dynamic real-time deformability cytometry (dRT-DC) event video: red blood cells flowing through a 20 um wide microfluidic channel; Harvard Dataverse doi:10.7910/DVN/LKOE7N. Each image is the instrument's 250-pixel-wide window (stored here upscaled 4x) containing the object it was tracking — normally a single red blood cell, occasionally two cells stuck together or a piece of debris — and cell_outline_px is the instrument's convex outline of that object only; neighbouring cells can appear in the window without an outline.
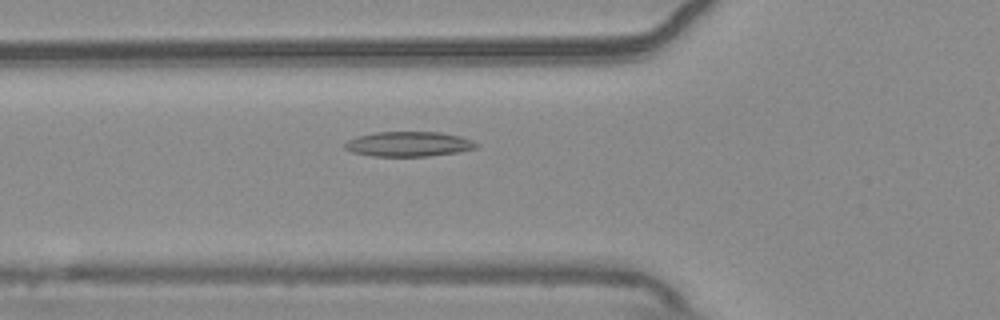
{"species": "common noctule bat (a hibernating species)", "species_latin": "Nyctalus noctula", "temperature_condition": "warm", "stored_images_in_passage": 39, "camera_frame_rate_fps": 3000, "um_per_image_px": 0.085, "animal": {"sex": "male", "body_mass_g": 20.4}, "frame": {"image": 1, "passage_image": 4, "time_ms": 1.0, "image_size_px": [1000, 320], "cell_outline_px": [[480, 144], [476, 148], [460, 152], [428, 156], [372, 156], [352, 152], [344, 148], [344, 144], [348, 140], [360, 136], [376, 132], [440, 132], [460, 136], [472, 140]], "centroid_in_image_um": [34.77, 12.25], "position_along_channel_um": 91.0, "area_um2": 19.07}}
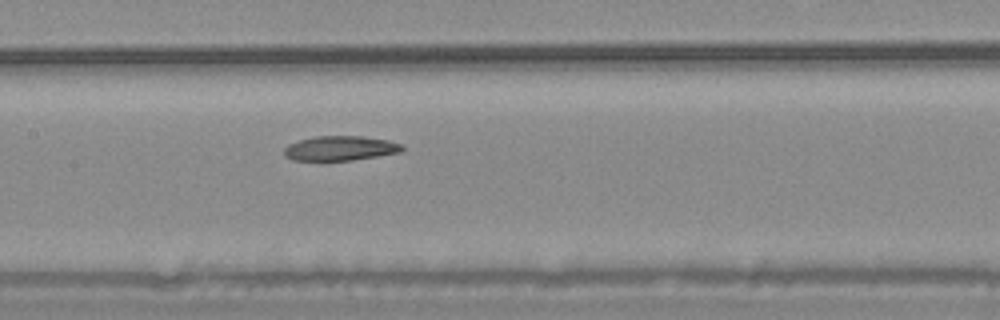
{"frame": {"image": 2, "passage_image": 11, "time_ms": 3.333, "image_size_px": [1000, 320], "cell_outline_px": [[404, 152], [352, 160], [292, 160], [284, 156], [284, 148], [288, 144], [300, 140], [316, 136], [360, 136], [388, 140], [400, 144], [404, 148]], "centroid_in_image_um": [28.93, 12.6], "position_along_channel_um": 178.5, "area_um2": 16.94}}
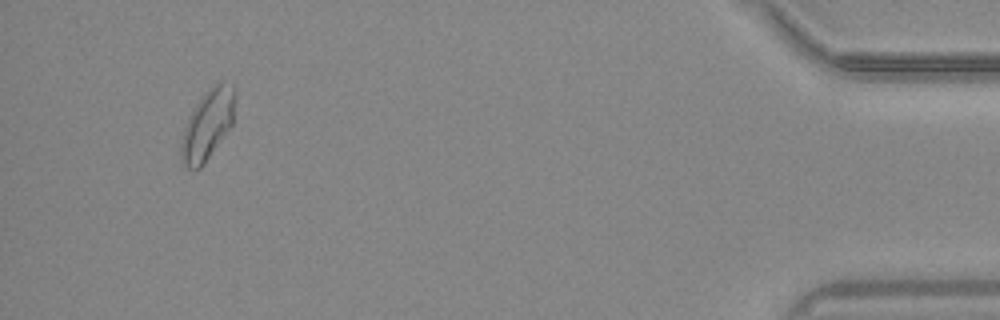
{"frame": {"image": 3, "passage_image": 36, "time_ms": 11.667, "image_size_px": [1000, 320], "cell_outline_px": [[236, 92], [232, 124], [204, 164], [200, 168], [188, 168], [180, 160], [180, 144], [184, 128], [196, 104], [204, 92], [208, 88], [220, 80], [236, 88]], "centroid_in_image_um": [17.65, 10.57], "position_along_channel_um": 417.6, "area_um2": 21.85}, "authors_computed_cell_mechanics": {"area_um2": 18.207, "velocity_mm_per_s": 3.7124, "shape_relaxation_time_tau1_ms": null, "shape_relaxation_time_tau2_ms": 7.0276, "deformation_change_tau1": null, "deformation_change_tau2": 0.1306}}